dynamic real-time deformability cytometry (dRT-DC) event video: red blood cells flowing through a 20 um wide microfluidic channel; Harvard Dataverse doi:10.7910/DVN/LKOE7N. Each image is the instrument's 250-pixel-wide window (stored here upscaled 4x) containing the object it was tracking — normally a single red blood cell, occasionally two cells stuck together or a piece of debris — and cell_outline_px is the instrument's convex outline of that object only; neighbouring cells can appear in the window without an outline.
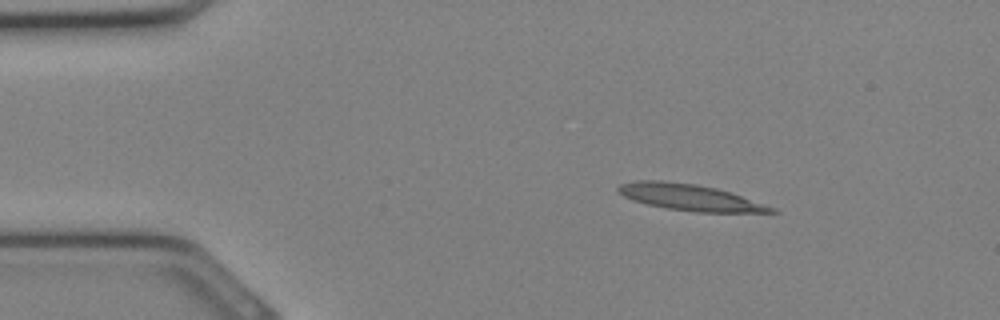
{"species": "Egyptian fruit bat (a non-hibernating species)", "species_latin": "Rousettus aegyptiacus", "temperature_condition": "cold", "stored_images_in_passage": 31, "camera_frame_rate_fps": 3000, "um_per_image_px": 0.085, "animal": {"sex": "female"}, "frame": {"image": 1, "passage_image": 4, "time_ms": 1.0, "image_size_px": [1000, 320], "cell_outline_px": [[780, 212], [696, 212], [668, 208], [648, 204], [632, 200], [624, 196], [616, 188], [620, 184], [636, 180], [660, 180], [696, 184], [716, 188], [732, 192], [776, 208]], "centroid_in_image_um": [58.65, 16.77], "position_along_channel_um": 26.3, "area_um2": 23.35}}
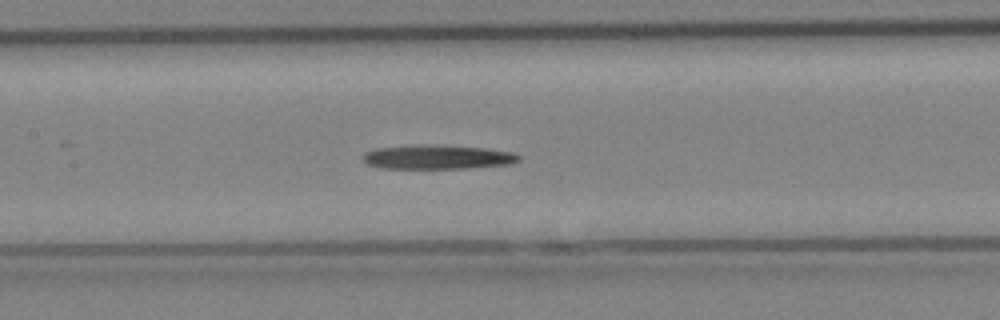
{"frame": {"image": 2, "passage_image": 14, "time_ms": 4.333, "image_size_px": [1000, 320], "cell_outline_px": [[520, 160], [508, 164], [468, 168], [380, 168], [368, 164], [364, 160], [364, 152], [376, 148], [412, 144], [484, 148], [512, 152], [520, 156]], "centroid_in_image_um": [37.15, 13.35], "position_along_channel_um": 170.3, "area_um2": 21.73}}
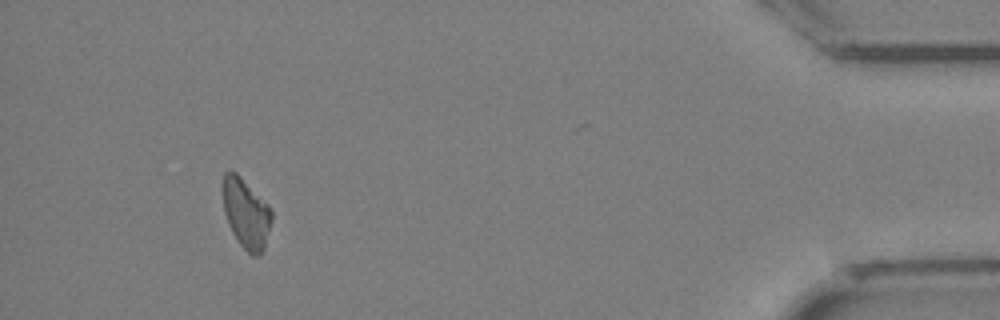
{"frame": {"image": 3, "passage_image": 29, "time_ms": 9.333, "image_size_px": [1000, 320], "cell_outline_px": [[272, 220], [264, 248], [260, 256], [252, 256], [240, 244], [232, 232], [228, 224], [224, 212], [220, 188], [220, 184], [224, 172], [236, 172], [272, 208]], "centroid_in_image_um": [20.88, 18.11], "position_along_channel_um": 414.3, "area_um2": 20.23}}